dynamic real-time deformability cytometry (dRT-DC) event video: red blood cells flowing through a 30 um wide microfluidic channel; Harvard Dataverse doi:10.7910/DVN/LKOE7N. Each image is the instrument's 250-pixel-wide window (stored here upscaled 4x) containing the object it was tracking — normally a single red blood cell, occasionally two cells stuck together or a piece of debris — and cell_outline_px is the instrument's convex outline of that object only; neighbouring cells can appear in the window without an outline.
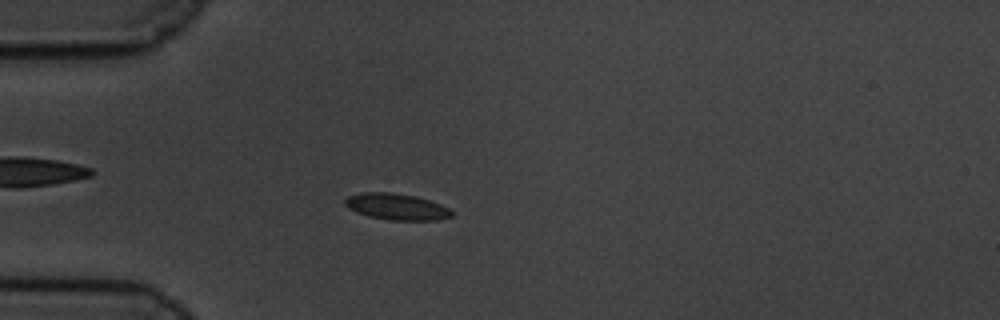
{"species": "common noctule bat (a hibernating species)", "species_latin": "Nyctalus noctula", "temperature_condition": "cold", "stored_images_in_passage": 60, "camera_frame_rate_fps": 3000, "um_per_image_px": 0.085, "animal": {"sex": "male", "body_mass_g": 19.5, "forearm_length_mm": 54.6}, "frame": {"image": 1, "passage_image": 17, "time_ms": 5.333, "image_size_px": [1000, 320], "cell_outline_px": [[452, 216], [436, 220], [392, 220], [368, 216], [356, 212], [348, 208], [344, 204], [344, 200], [348, 196], [364, 192], [392, 192], [416, 196], [440, 204], [448, 208], [452, 212]], "centroid_in_image_um": [33.68, 17.56], "position_along_channel_um": 51.3, "area_um2": 16.3}}
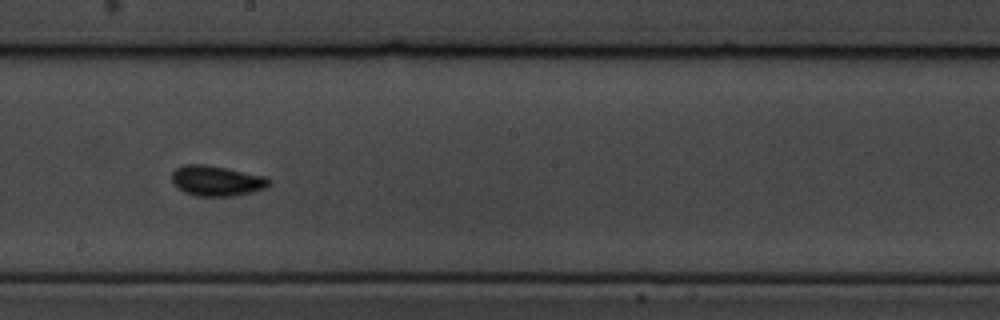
{"frame": {"image": 2, "passage_image": 34, "time_ms": 11.0, "image_size_px": [1000, 320], "cell_outline_px": [[272, 184], [268, 188], [252, 192], [232, 196], [196, 196], [184, 192], [172, 184], [172, 172], [176, 168], [184, 164], [204, 164], [264, 176], [272, 180]], "centroid_in_image_um": [18.42, 15.38], "position_along_channel_um": 229.8, "area_um2": 17.28}}
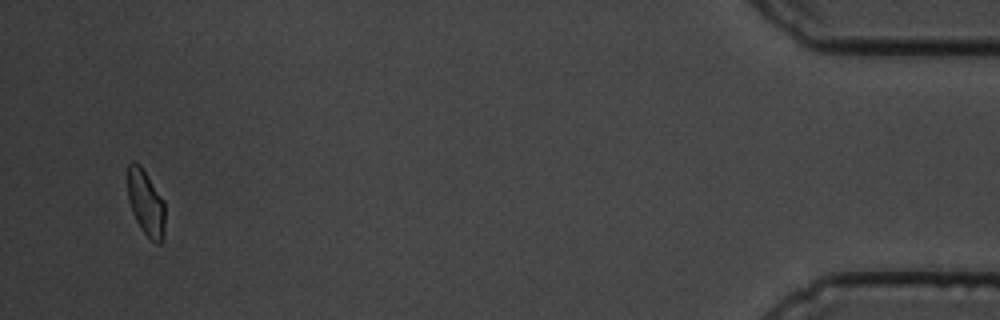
{"frame": {"image": 3, "passage_image": 58, "time_ms": 19.0, "image_size_px": [1000, 320], "cell_outline_px": [[164, 236], [160, 244], [156, 244], [140, 228], [132, 212], [128, 200], [128, 164], [132, 160], [140, 164], [164, 200]], "centroid_in_image_um": [12.39, 17.24], "position_along_channel_um": 422.8, "area_um2": 14.33}, "authors_computed_cell_mechanics": {"area_um2": 15.5771, "velocity_mm_per_s": 3.3725, "shape_relaxation_time_tau1_ms": 3.0416, "shape_relaxation_time_tau2_ms": null, "deformation_change_tau1": 0.0788, "deformation_change_tau2": null}}